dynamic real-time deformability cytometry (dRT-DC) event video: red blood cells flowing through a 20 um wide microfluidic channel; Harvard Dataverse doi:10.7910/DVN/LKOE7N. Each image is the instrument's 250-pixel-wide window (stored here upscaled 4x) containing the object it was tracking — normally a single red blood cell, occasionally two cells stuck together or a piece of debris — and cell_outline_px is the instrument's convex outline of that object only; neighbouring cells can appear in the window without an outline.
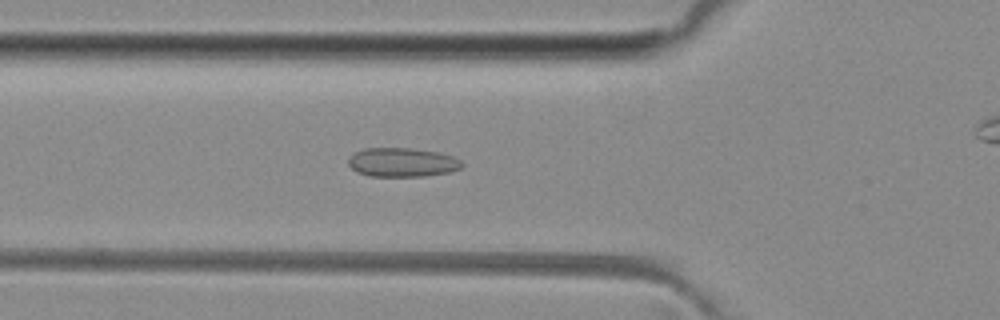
{"species": "common noctule bat (a hibernating species)", "species_latin": "Nyctalus noctula", "temperature_condition": "room temperature", "stored_images_in_passage": 43, "camera_frame_rate_fps": 3000, "um_per_image_px": 0.085, "animal": {"sex": "female", "body_mass_g": 29.2, "forearm_length_mm": 56.3}, "frame": {"image": 1, "passage_image": 17, "time_ms": 5.333, "image_size_px": [1000, 320], "cell_outline_px": [[464, 164], [460, 168], [448, 172], [424, 176], [368, 176], [356, 172], [348, 164], [348, 156], [352, 152], [364, 148], [412, 148], [440, 152], [452, 156], [460, 160]], "centroid_in_image_um": [34.14, 13.79], "position_along_channel_um": 91.7, "area_um2": 19.42}}
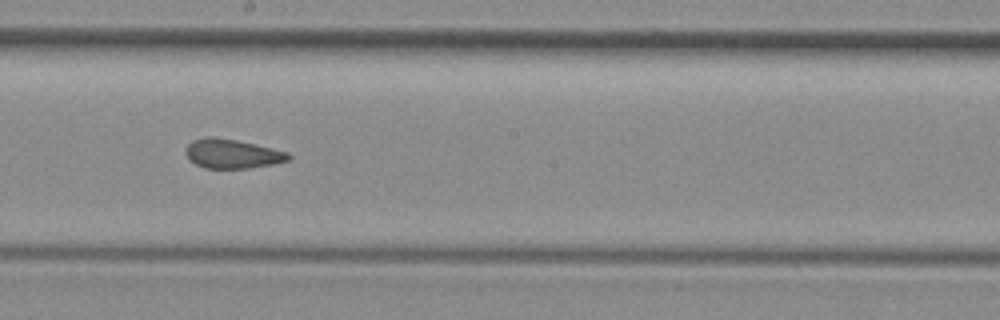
{"frame": {"image": 2, "passage_image": 27, "time_ms": 8.667, "image_size_px": [1000, 320], "cell_outline_px": [[292, 156], [288, 160], [272, 164], [248, 168], [204, 168], [188, 160], [184, 152], [188, 144], [192, 140], [204, 136], [216, 136], [236, 140], [288, 152]], "centroid_in_image_um": [19.67, 13.06], "position_along_channel_um": 228.5, "area_um2": 17.57}}
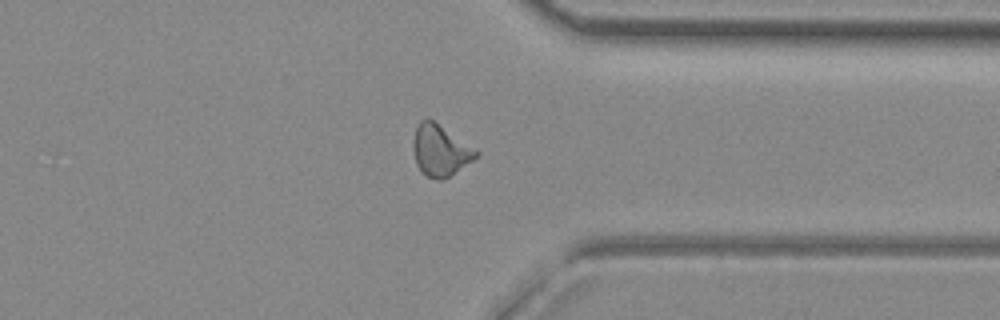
{"frame": {"image": 3, "passage_image": 38, "time_ms": 12.333, "image_size_px": [1000, 320], "cell_outline_px": [[480, 152], [472, 160], [444, 180], [440, 180], [428, 176], [416, 164], [412, 148], [412, 140], [416, 128], [420, 120], [428, 116]], "centroid_in_image_um": [37.38, 12.75], "position_along_channel_um": 374.0, "area_um2": 18.67}}